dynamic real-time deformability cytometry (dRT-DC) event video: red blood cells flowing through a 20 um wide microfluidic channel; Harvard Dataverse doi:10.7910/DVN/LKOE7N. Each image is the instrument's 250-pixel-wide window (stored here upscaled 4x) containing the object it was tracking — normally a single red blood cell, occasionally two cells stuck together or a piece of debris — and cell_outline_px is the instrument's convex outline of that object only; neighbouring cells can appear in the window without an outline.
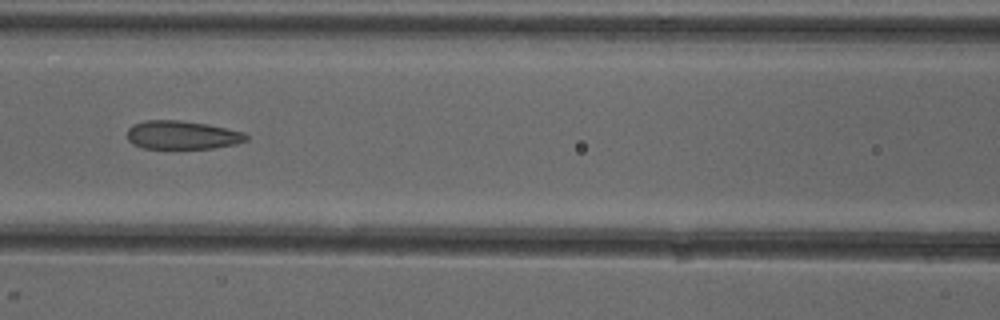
{"species": "common noctule bat (a hibernating species)", "species_latin": "Nyctalus noctula", "temperature_condition": "cold", "stored_images_in_passage": 5, "camera_frame_rate_fps": 3000, "um_per_image_px": 0.085, "animal": {"sex": "female"}, "frame": {"image": 1, "passage_image": 5, "time_ms": 5.667, "image_size_px": [1000, 320], "cell_outline_px": [[248, 140], [236, 144], [212, 148], [144, 148], [132, 144], [128, 140], [128, 128], [132, 124], [144, 120], [180, 120], [208, 124], [244, 132], [248, 136]], "centroid_in_image_um": [15.48, 11.47], "position_along_channel_um": 151.1, "area_um2": 19.83}}